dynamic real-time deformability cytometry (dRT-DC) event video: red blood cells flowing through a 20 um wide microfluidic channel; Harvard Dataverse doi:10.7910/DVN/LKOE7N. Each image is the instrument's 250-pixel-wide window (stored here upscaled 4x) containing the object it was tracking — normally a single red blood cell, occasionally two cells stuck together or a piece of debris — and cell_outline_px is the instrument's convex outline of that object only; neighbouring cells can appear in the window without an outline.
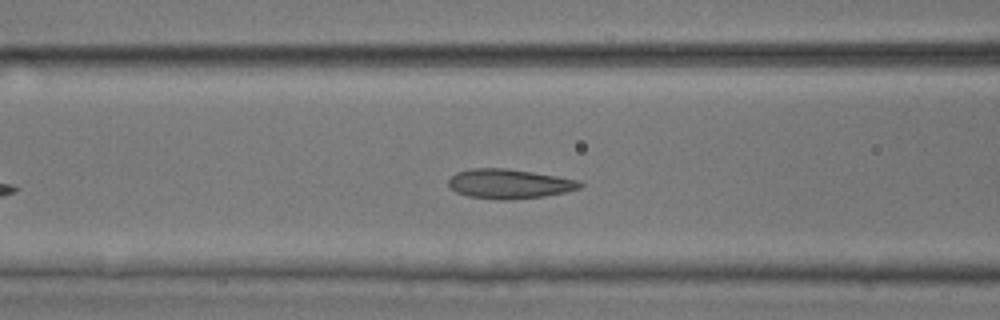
{"species": "common noctule bat (a hibernating species)", "species_latin": "Nyctalus noctula", "temperature_condition": "room temperature", "stored_images_in_passage": 39, "camera_frame_rate_fps": 3000, "um_per_image_px": 0.085, "animal": {"sex": "male", "body_mass_g": 17.9, "forearm_length_mm": 54.2}, "frame": {"image": 1, "passage_image": 12, "time_ms": 3.667, "image_size_px": [1000, 320], "cell_outline_px": [[584, 184], [580, 188], [564, 192], [544, 196], [512, 200], [500, 200], [468, 196], [456, 192], [448, 188], [448, 180], [456, 172], [472, 168], [508, 168], [580, 180]], "centroid_in_image_um": [43.26, 15.62], "position_along_channel_um": 123.3, "area_um2": 22.77}}
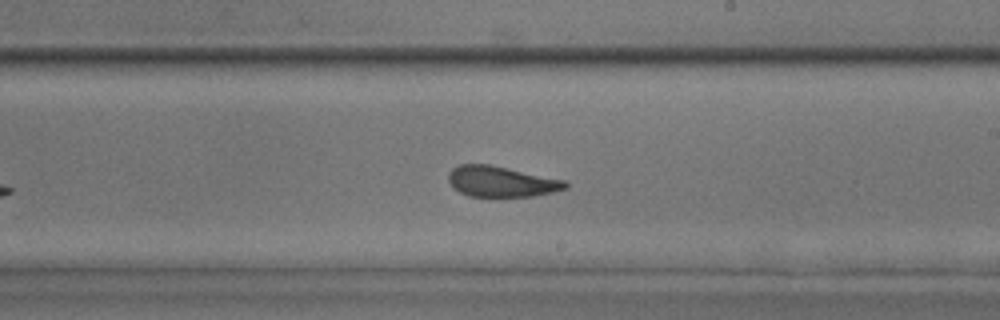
{"frame": {"image": 2, "passage_image": 21, "time_ms": 6.667, "image_size_px": [1000, 320], "cell_outline_px": [[568, 188], [552, 192], [532, 196], [468, 196], [452, 188], [448, 180], [448, 172], [452, 168], [460, 164], [488, 164], [564, 180], [568, 184]], "centroid_in_image_um": [42.56, 15.43], "position_along_channel_um": 246.4, "area_um2": 20.75}}
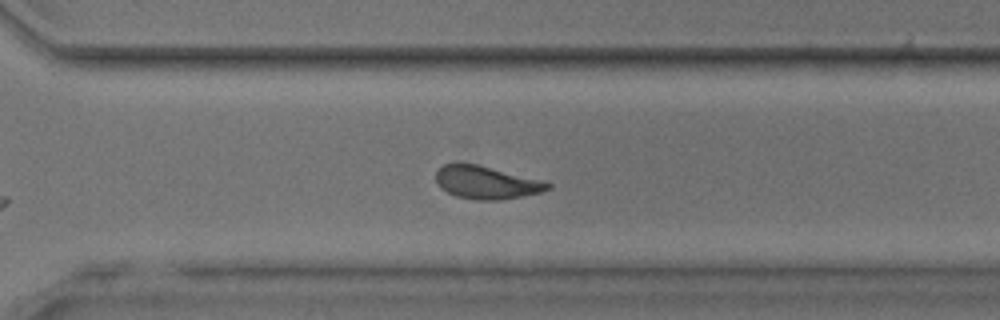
{"frame": {"image": 3, "passage_image": 27, "time_ms": 8.667, "image_size_px": [1000, 320], "cell_outline_px": [[552, 188], [540, 192], [500, 200], [476, 200], [456, 196], [440, 188], [436, 180], [436, 172], [444, 164], [476, 164], [540, 180], [552, 184]], "centroid_in_image_um": [41.32, 15.52], "position_along_channel_um": 329.3, "area_um2": 20.98}, "authors_computed_cell_mechanics": {"area_um2": 21.3282, "velocity_mm_per_s": 4.1236, "shape_relaxation_time_tau1_ms": 5.1917, "shape_relaxation_time_tau2_ms": 1.6558, "deformation_change_tau1": 0.1364, "deformation_change_tau2": 0.0763}}